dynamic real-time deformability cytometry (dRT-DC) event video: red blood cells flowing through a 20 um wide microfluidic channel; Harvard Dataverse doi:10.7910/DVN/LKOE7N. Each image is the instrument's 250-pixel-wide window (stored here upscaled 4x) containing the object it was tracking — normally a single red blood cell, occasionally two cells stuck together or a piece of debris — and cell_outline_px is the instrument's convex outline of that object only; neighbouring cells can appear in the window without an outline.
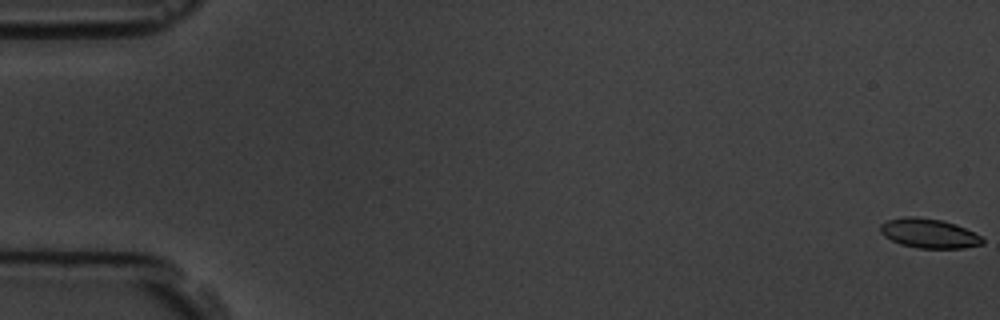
{"species": "common noctule bat (a hibernating species)", "species_latin": "Nyctalus noctula", "temperature_condition": "room temperature", "stored_images_in_passage": 6, "segment_of_instrument_passage": [1, 2], "camera_frame_rate_fps": 3000, "um_per_image_px": 0.085, "animal": {"sex": "male", "body_mass_g": 19.5, "forearm_length_mm": 54.6}, "frame": {"image": 1, "passage_image": 1, "time_ms": 0.0, "image_size_px": [1000, 320], "cell_outline_px": [[984, 244], [964, 248], [916, 248], [900, 244], [884, 236], [880, 232], [880, 224], [888, 220], [904, 216], [912, 216], [944, 220], [956, 224], [980, 236], [984, 240]], "centroid_in_image_um": [78.95, 19.83], "position_along_channel_um": 6.1, "area_um2": 17.57}}